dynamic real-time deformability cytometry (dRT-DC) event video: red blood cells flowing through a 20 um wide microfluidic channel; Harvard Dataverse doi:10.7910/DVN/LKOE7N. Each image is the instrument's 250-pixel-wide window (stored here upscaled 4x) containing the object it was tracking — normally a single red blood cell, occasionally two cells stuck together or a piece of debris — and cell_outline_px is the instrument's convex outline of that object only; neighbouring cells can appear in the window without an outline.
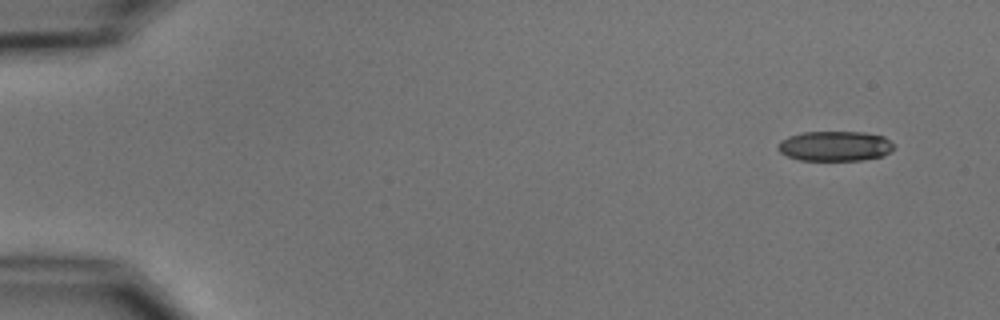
{"species": "common noctule bat (a hibernating species)", "species_latin": "Nyctalus noctula", "temperature_condition": "cold", "stored_images_in_passage": 4, "camera_frame_rate_fps": 3000, "um_per_image_px": 0.085, "animal": {"sex": "male", "body_mass_g": 15.6}, "frame": {"image": 1, "passage_image": 1, "time_ms": 0.0, "image_size_px": [1000, 320], "cell_outline_px": [[892, 148], [888, 152], [880, 156], [864, 160], [800, 160], [788, 156], [780, 152], [776, 148], [780, 140], [788, 136], [804, 132], [864, 132], [884, 136], [892, 144]], "centroid_in_image_um": [70.92, 12.41], "position_along_channel_um": 14.1, "area_um2": 20.11}}
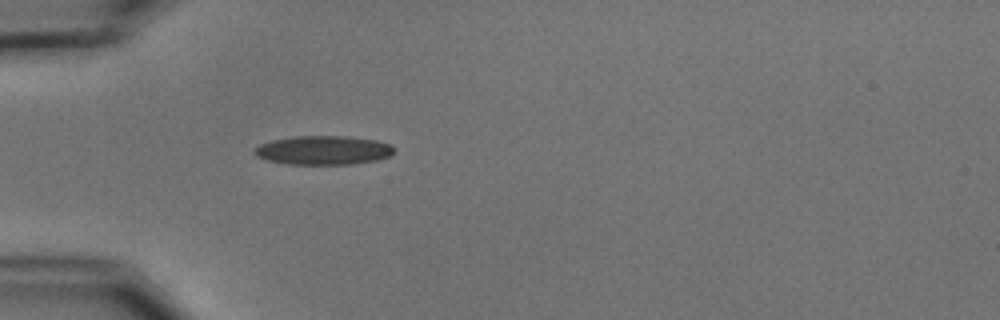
{"frame": {"image": 2, "passage_image": 4, "time_ms": 4.333, "image_size_px": [1000, 320], "cell_outline_px": [[396, 148], [388, 156], [376, 160], [352, 164], [288, 164], [268, 160], [256, 156], [252, 152], [260, 144], [272, 140], [296, 136], [348, 136], [376, 140], [392, 144]], "centroid_in_image_um": [27.49, 12.76], "position_along_channel_um": 57.5, "area_um2": 23.52}}